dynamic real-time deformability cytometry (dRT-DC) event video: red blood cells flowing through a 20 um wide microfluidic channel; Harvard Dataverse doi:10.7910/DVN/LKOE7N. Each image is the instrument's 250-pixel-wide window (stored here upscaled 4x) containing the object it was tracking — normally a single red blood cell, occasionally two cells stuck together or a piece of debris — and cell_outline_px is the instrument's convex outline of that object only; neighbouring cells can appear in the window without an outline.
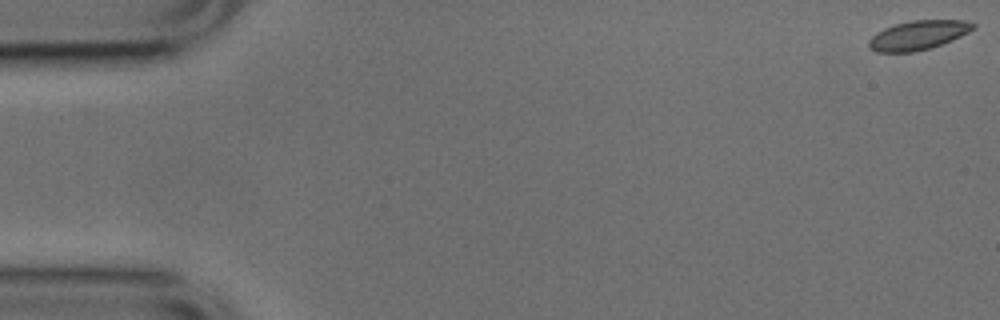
{"species": "common noctule bat (a hibernating species)", "species_latin": "Nyctalus noctula", "temperature_condition": "cold", "stored_images_in_passage": 53, "camera_frame_rate_fps": 3000, "um_per_image_px": 0.085, "animal": {"sex": "male", "body_mass_g": 17.9, "forearm_length_mm": 54.2}, "frame": {"image": 1, "passage_image": 1, "time_ms": 0.0, "image_size_px": [1000, 320], "cell_outline_px": [[976, 28], [952, 40], [928, 48], [912, 52], [876, 52], [868, 48], [868, 40], [876, 32], [884, 28], [896, 24], [912, 20], [964, 20], [976, 24]], "centroid_in_image_um": [78.02, 2.98], "position_along_channel_um": 7.0, "area_um2": 17.69}}
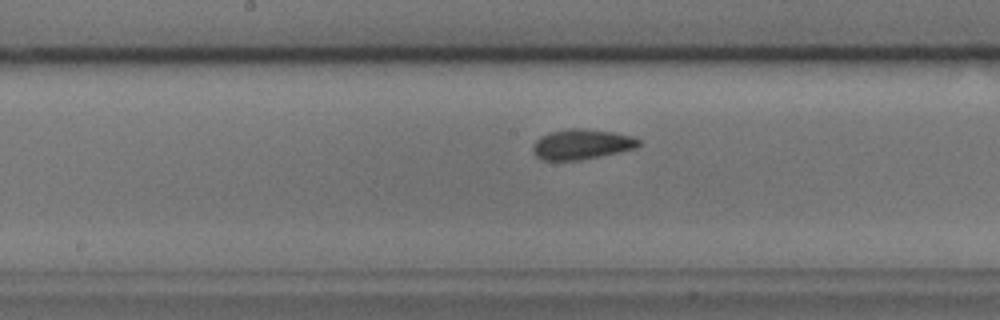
{"frame": {"image": 2, "passage_image": 27, "time_ms": 8.667, "image_size_px": [1000, 320], "cell_outline_px": [[640, 144], [636, 148], [620, 152], [580, 160], [544, 160], [536, 156], [532, 152], [532, 144], [540, 136], [552, 132], [568, 128], [584, 128], [612, 132], [632, 136], [640, 140]], "centroid_in_image_um": [49.42, 12.26], "position_along_channel_um": 198.8, "area_um2": 18.67}}
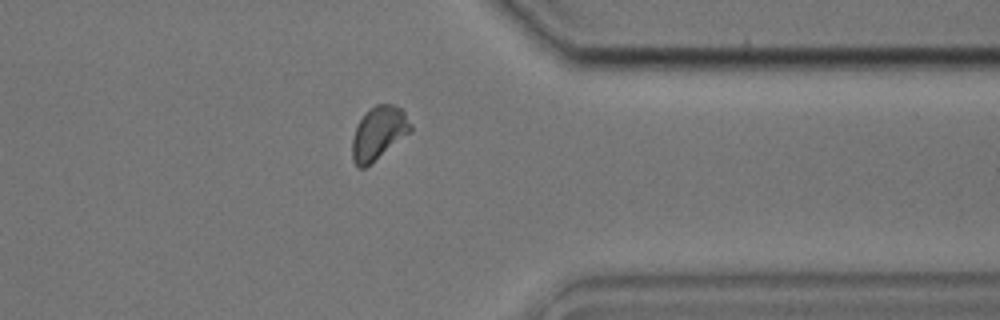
{"frame": {"image": 3, "passage_image": 42, "time_ms": 13.667, "image_size_px": [1000, 320], "cell_outline_px": [[412, 132], [364, 168], [360, 168], [352, 160], [352, 136], [360, 120], [376, 104], [392, 104], [400, 108], [404, 112], [412, 124]], "centroid_in_image_um": [32.2, 11.32], "position_along_channel_um": 379.2, "area_um2": 17.86}, "authors_computed_cell_mechanics": {"area_um2": 18.0336, "velocity_mm_per_s": 3.7748, "shape_relaxation_time_tau1_ms": 3.7753, "shape_relaxation_time_tau2_ms": 2.0077, "deformation_change_tau1": 0.0724, "deformation_change_tau2": 0.0661}}